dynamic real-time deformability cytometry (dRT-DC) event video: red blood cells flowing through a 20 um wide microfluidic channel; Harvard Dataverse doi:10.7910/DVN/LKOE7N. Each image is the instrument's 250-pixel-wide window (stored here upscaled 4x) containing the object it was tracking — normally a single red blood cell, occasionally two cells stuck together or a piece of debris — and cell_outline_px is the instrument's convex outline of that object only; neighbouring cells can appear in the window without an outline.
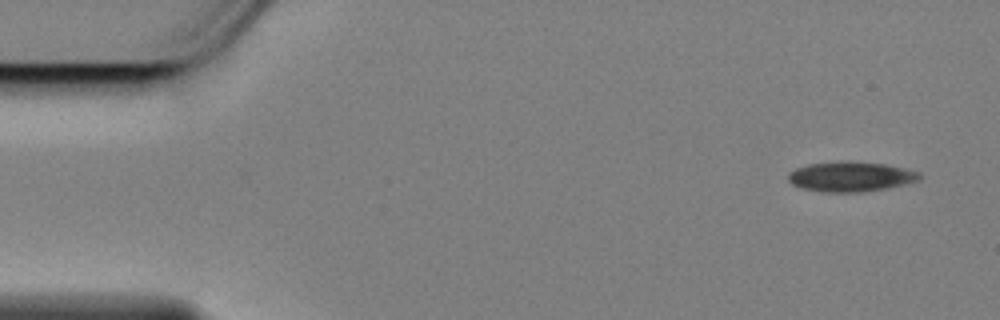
{"species": "Egyptian fruit bat (a non-hibernating species)", "species_latin": "Rousettus aegyptiacus", "temperature_condition": "cold", "stored_images_in_passage": 54, "camera_frame_rate_fps": 3000, "um_per_image_px": 0.085, "animal": {"sex": "female"}, "frame": {"image": 1, "passage_image": 1, "time_ms": 0.0, "image_size_px": [1000, 320], "cell_outline_px": [[920, 180], [908, 184], [888, 188], [864, 192], [824, 192], [800, 188], [792, 184], [788, 180], [788, 172], [796, 168], [808, 164], [840, 160], [844, 160], [884, 164], [920, 172]], "centroid_in_image_um": [72.29, 15.01], "position_along_channel_um": 12.7, "area_um2": 23.24}}
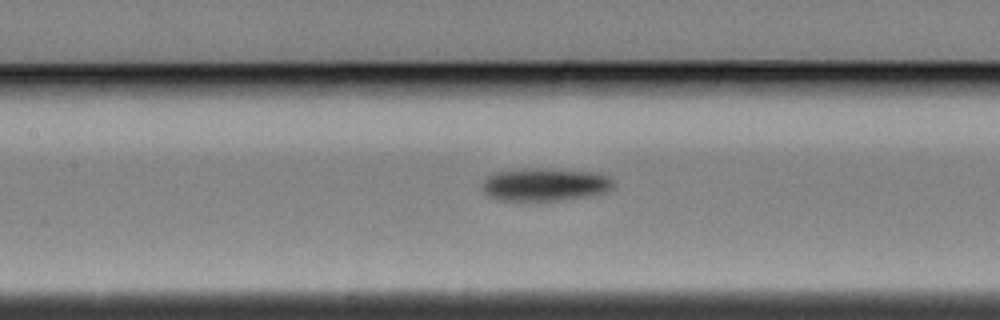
{"frame": {"image": 2, "passage_image": 23, "time_ms": 7.333, "image_size_px": [1000, 320], "cell_outline_px": [[612, 188], [608, 192], [588, 196], [540, 204], [500, 200], [484, 192], [484, 180], [488, 176], [496, 172], [524, 168], [536, 168], [592, 172], [608, 176], [612, 180]], "centroid_in_image_um": [46.32, 15.73], "position_along_channel_um": 161.1, "area_um2": 25.72}}
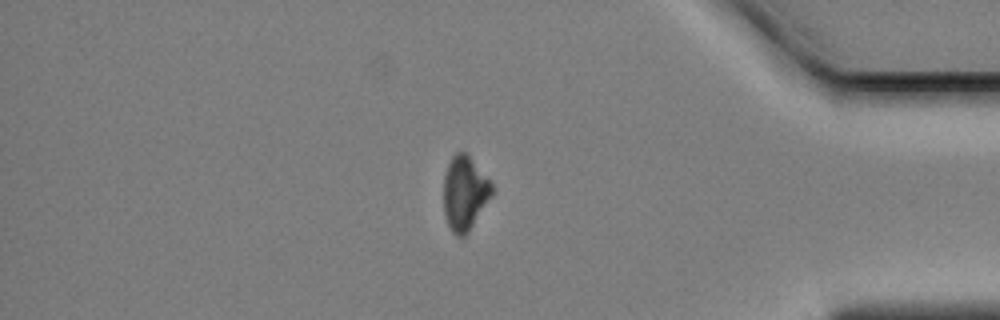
{"frame": {"image": 3, "passage_image": 46, "time_ms": 15.0, "image_size_px": [1000, 320], "cell_outline_px": [[496, 192], [468, 232], [464, 236], [456, 236], [452, 232], [448, 224], [444, 212], [444, 176], [448, 164], [452, 156], [456, 152], [468, 152], [492, 184]], "centroid_in_image_um": [39.53, 16.4], "position_along_channel_um": 395.7, "area_um2": 21.21}, "authors_computed_cell_mechanics": {"area_um2": 23.6113, "velocity_mm_per_s": 3.454, "shape_relaxation_time_tau1_ms": 2.088, "shape_relaxation_time_tau2_ms": null, "deformation_change_tau1": 0.0849, "deformation_change_tau2": null}}